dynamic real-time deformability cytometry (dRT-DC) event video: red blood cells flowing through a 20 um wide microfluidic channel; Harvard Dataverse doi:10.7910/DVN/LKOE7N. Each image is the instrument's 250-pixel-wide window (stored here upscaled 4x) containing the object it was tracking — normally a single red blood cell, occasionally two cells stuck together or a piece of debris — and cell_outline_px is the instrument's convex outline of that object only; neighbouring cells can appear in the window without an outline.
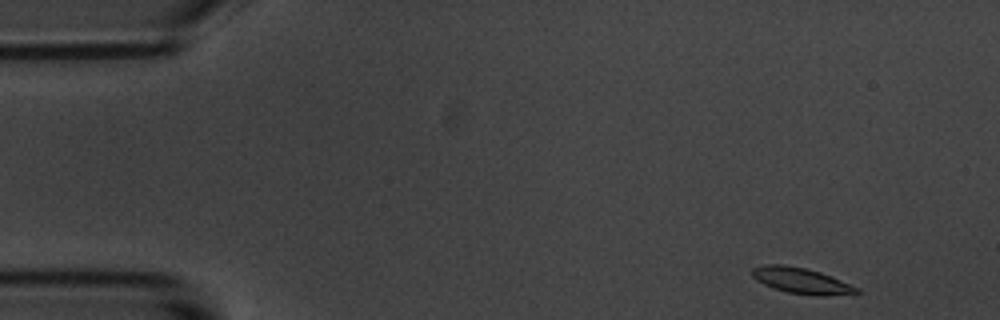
{"species": "common noctule bat (a hibernating species)", "species_latin": "Nyctalus noctula", "temperature_condition": "room temperature", "stored_images_in_passage": 52, "camera_frame_rate_fps": 3000, "um_per_image_px": 0.085, "animal": {"sex": "male", "body_mass_g": 20.1, "forearm_length_mm": 53.5}, "frame": {"image": 1, "passage_image": 1, "time_ms": 0.0, "image_size_px": [1000, 320], "cell_outline_px": [[860, 292], [824, 296], [816, 296], [788, 292], [764, 284], [756, 280], [752, 276], [752, 268], [764, 264], [784, 264], [804, 268], [820, 272], [860, 288]], "centroid_in_image_um": [68.1, 23.85], "position_along_channel_um": 16.9, "area_um2": 15.55}}
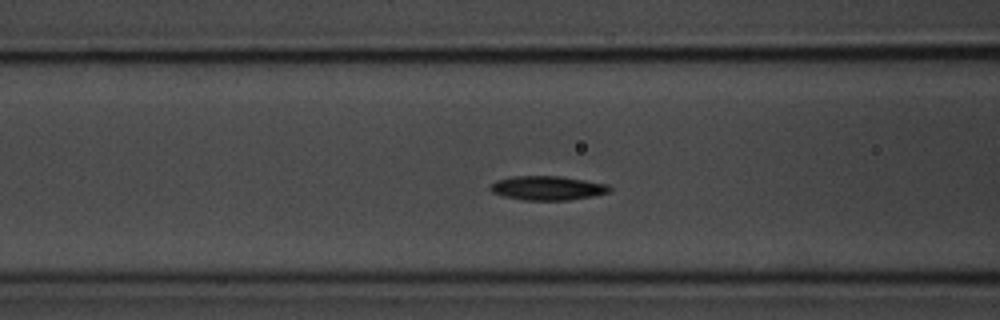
{"frame": {"image": 2, "passage_image": 18, "time_ms": 5.667, "image_size_px": [1000, 320], "cell_outline_px": [[612, 188], [608, 192], [592, 196], [568, 200], [520, 200], [504, 196], [492, 192], [488, 188], [496, 180], [512, 176], [560, 176], [608, 184]], "centroid_in_image_um": [46.51, 15.98], "position_along_channel_um": 120.1, "area_um2": 16.76}}
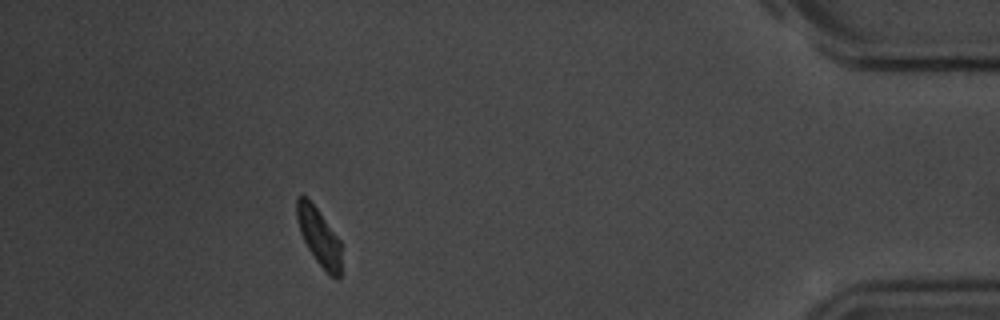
{"frame": {"image": 3, "passage_image": 47, "time_ms": 15.333, "image_size_px": [1000, 320], "cell_outline_px": [[340, 280], [336, 280], [316, 260], [308, 248], [300, 232], [296, 216], [296, 196], [304, 196], [316, 208], [340, 240]], "centroid_in_image_um": [27.1, 20.12], "position_along_channel_um": 408.1, "area_um2": 14.45}, "authors_computed_cell_mechanics": {"area_um2": 15.9817, "velocity_mm_per_s": 3.5401, "shape_relaxation_time_tau1_ms": null, "shape_relaxation_time_tau2_ms": 6.591, "deformation_change_tau1": null, "deformation_change_tau2": 0.1066}}